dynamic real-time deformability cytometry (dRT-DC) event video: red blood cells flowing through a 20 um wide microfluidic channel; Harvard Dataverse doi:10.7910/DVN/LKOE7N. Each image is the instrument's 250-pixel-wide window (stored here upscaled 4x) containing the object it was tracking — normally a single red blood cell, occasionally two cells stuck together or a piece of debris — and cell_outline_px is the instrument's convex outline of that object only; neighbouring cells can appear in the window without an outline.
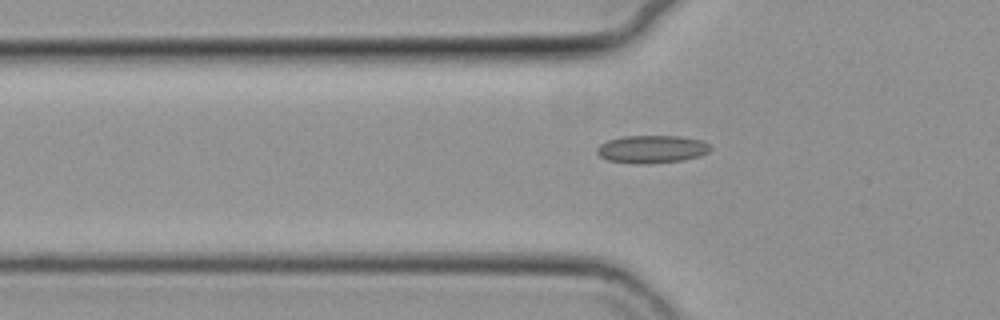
{"species": "common noctule bat (a hibernating species)", "species_latin": "Nyctalus noctula", "temperature_condition": "cold", "stored_images_in_passage": 35, "camera_frame_rate_fps": 3000, "um_per_image_px": 0.085, "animal": {"sex": "female", "body_mass_g": 19.3, "forearm_length_mm": 54.1}, "frame": {"image": 1, "passage_image": 3, "time_ms": 0.667, "image_size_px": [1000, 320], "cell_outline_px": [[712, 148], [708, 152], [700, 156], [684, 160], [648, 164], [636, 164], [608, 160], [600, 156], [596, 152], [596, 148], [600, 144], [608, 140], [624, 136], [680, 136], [700, 140], [708, 144]], "centroid_in_image_um": [55.4, 12.68], "position_along_channel_um": 70.4, "area_um2": 18.44}}
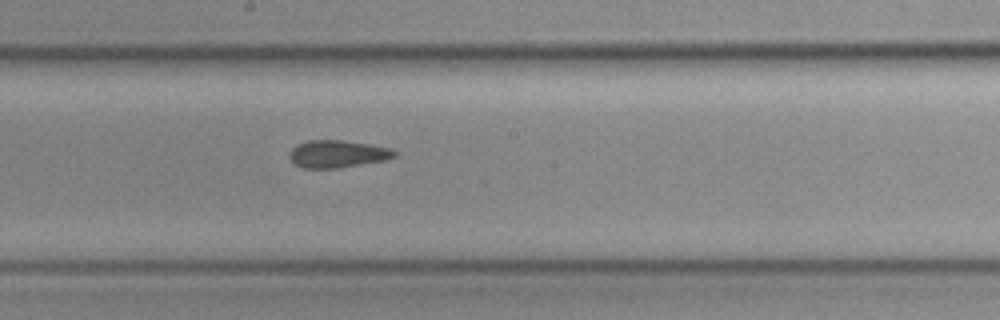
{"frame": {"image": 2, "passage_image": 15, "time_ms": 4.667, "image_size_px": [1000, 320], "cell_outline_px": [[400, 152], [396, 156], [384, 160], [336, 168], [304, 168], [296, 164], [288, 156], [288, 152], [292, 148], [308, 140], [340, 140], [368, 144], [392, 148]], "centroid_in_image_um": [28.71, 13.08], "position_along_channel_um": 219.5, "area_um2": 16.65}}
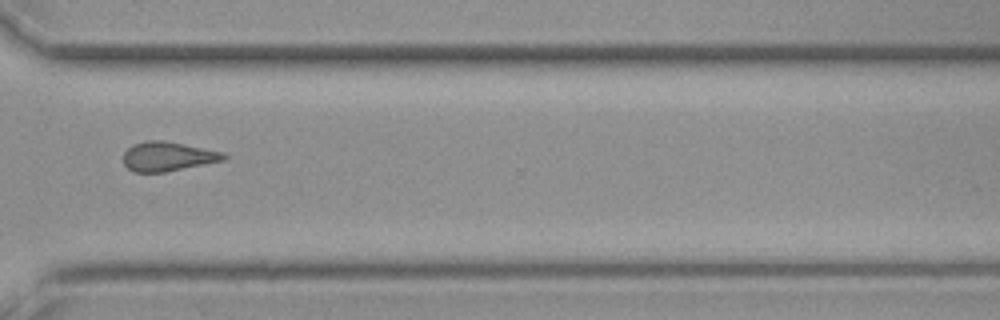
{"frame": {"image": 3, "passage_image": 26, "time_ms": 8.333, "image_size_px": [1000, 320], "cell_outline_px": [[228, 156], [224, 160], [164, 172], [136, 172], [128, 168], [124, 164], [124, 152], [132, 144], [148, 140], [160, 140], [184, 144], [224, 152]], "centroid_in_image_um": [14.26, 13.29], "position_along_channel_um": 356.3, "area_um2": 16.99}, "authors_computed_cell_mechanics": {"area_um2": 16.762, "velocity_mm_per_s": 3.7323, "shape_relaxation_time_tau1_ms": null, "shape_relaxation_time_tau2_ms": 4.2106, "deformation_change_tau1": null, "deformation_change_tau2": 0.0958}}